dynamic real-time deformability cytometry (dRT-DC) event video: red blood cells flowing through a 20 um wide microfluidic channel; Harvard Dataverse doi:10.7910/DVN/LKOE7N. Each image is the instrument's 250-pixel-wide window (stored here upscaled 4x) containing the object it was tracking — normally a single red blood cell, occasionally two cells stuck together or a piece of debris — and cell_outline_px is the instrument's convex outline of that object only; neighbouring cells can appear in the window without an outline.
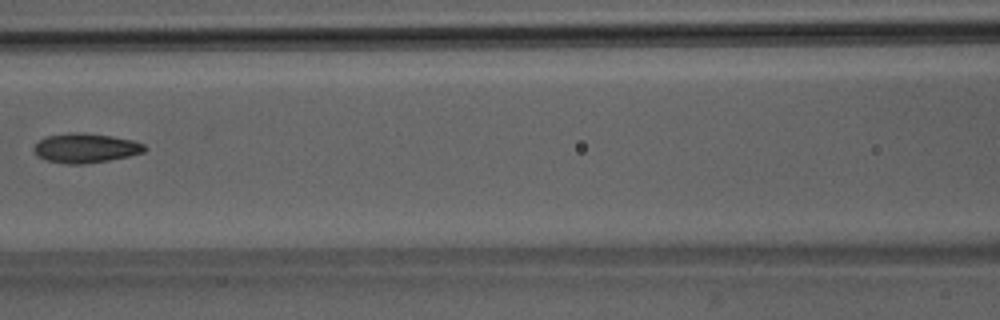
{"species": "Egyptian fruit bat (a non-hibernating species)", "species_latin": "Rousettus aegyptiacus", "temperature_condition": "room temperature", "stored_images_in_passage": 6, "camera_frame_rate_fps": 3000, "um_per_image_px": 0.085, "animal": {"sex": "male"}, "frame": {"image": 1, "passage_image": 6, "time_ms": 6.333, "image_size_px": [1000, 320], "cell_outline_px": [[148, 148], [144, 152], [128, 156], [108, 160], [84, 164], [68, 164], [48, 160], [40, 156], [32, 148], [44, 136], [68, 132], [84, 132], [112, 136], [132, 140], [144, 144]], "centroid_in_image_um": [7.29, 12.56], "position_along_channel_um": 159.3, "area_um2": 18.96}}